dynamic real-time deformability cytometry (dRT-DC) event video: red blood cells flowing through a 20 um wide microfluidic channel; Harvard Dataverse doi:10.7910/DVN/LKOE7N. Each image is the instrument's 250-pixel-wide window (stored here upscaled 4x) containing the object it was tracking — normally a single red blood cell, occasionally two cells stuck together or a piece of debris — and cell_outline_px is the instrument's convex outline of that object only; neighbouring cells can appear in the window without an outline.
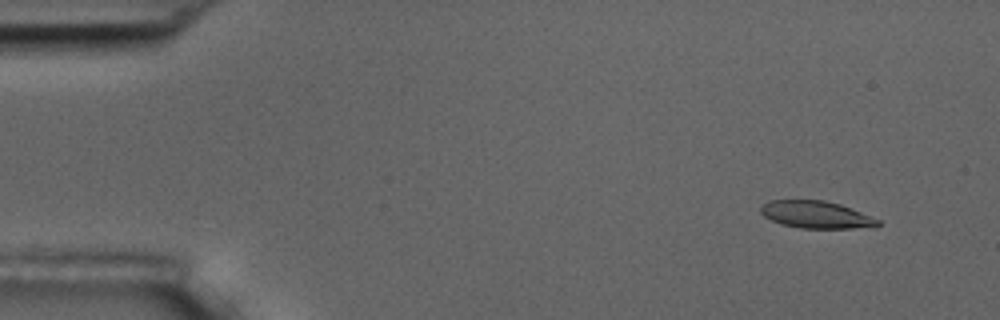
{"species": "common noctule bat (a hibernating species)", "species_latin": "Nyctalus noctula", "temperature_condition": "room temperature", "stored_images_in_passage": 4, "camera_frame_rate_fps": 3000, "um_per_image_px": 0.085, "animal": {"sex": "male", "body_mass_g": 17.5, "forearm_length_mm": 52.3}, "frame": {"image": 1, "passage_image": 1, "time_ms": 0.0, "image_size_px": [1000, 320], "cell_outline_px": [[880, 224], [876, 228], [800, 228], [780, 224], [764, 216], [760, 212], [760, 208], [768, 200], [824, 200], [840, 204], [880, 220]], "centroid_in_image_um": [69.39, 18.25], "position_along_channel_um": 15.6, "area_um2": 18.67}}
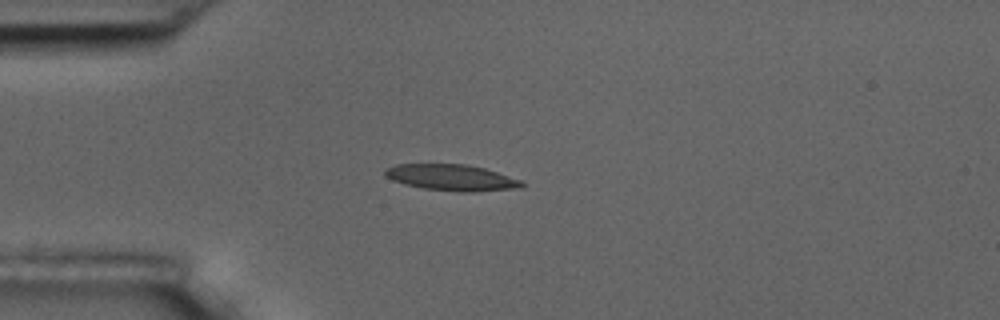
{"frame": {"image": 2, "passage_image": 4, "time_ms": 3.333, "image_size_px": [1000, 320], "cell_outline_px": [[524, 188], [472, 192], [460, 192], [424, 188], [404, 184], [392, 180], [384, 176], [384, 168], [396, 164], [464, 164], [484, 168], [520, 180], [524, 184]], "centroid_in_image_um": [38.36, 15.09], "position_along_channel_um": 46.6, "area_um2": 20.92}}